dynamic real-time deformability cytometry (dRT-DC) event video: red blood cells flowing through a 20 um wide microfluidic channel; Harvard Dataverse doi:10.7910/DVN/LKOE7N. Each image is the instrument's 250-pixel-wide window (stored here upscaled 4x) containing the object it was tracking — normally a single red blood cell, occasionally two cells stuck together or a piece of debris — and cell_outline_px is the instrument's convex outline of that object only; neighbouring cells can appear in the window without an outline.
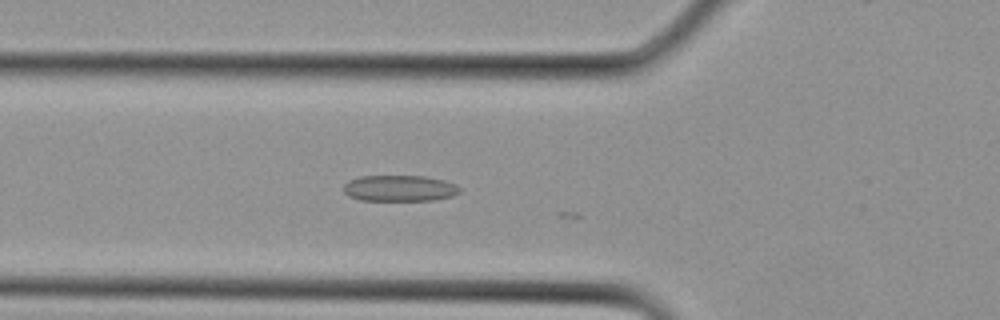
{"species": "Egyptian fruit bat (a non-hibernating species)", "species_latin": "Rousettus aegyptiacus", "temperature_condition": "cold", "stored_images_in_passage": 11, "camera_frame_rate_fps": 3000, "um_per_image_px": 0.085, "animal": {"sex": "female"}, "frame": {"image": 1, "passage_image": 10, "time_ms": 3.0, "image_size_px": [1000, 320], "cell_outline_px": [[460, 192], [452, 196], [432, 200], [360, 200], [348, 196], [344, 192], [344, 184], [348, 180], [360, 176], [424, 176], [444, 180], [456, 184], [460, 188]], "centroid_in_image_um": [33.95, 16.0], "position_along_channel_um": 91.9, "area_um2": 17.69}}